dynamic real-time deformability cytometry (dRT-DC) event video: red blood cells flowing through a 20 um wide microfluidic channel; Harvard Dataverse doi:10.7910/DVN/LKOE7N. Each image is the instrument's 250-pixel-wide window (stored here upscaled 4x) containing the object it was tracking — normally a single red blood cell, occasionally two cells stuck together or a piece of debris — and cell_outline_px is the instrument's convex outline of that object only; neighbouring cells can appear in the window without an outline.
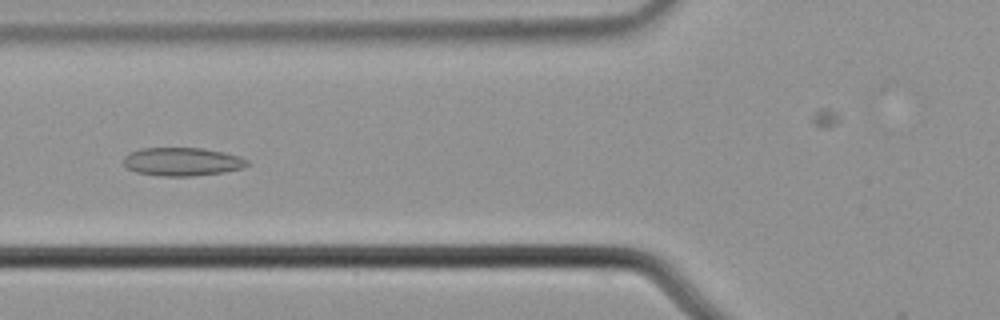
{"species": "common noctule bat (a hibernating species)", "species_latin": "Nyctalus noctula", "temperature_condition": "cold", "stored_images_in_passage": 9, "camera_frame_rate_fps": 3000, "um_per_image_px": 0.085, "animal": {"sex": "male", "body_mass_g": 21.5, "forearm_length_mm": 52.0}, "frame": {"image": 1, "passage_image": 6, "time_ms": 1.667, "image_size_px": [1000, 320], "cell_outline_px": [[248, 164], [244, 168], [224, 172], [192, 176], [160, 176], [136, 172], [128, 168], [124, 164], [124, 156], [140, 148], [200, 148], [224, 152], [240, 156], [248, 160]], "centroid_in_image_um": [15.51, 13.74], "position_along_channel_um": 110.3, "area_um2": 20.4}}
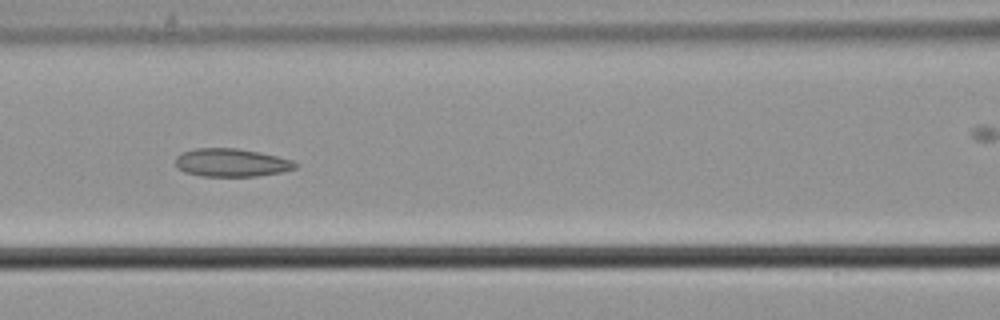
{"frame": {"image": 2, "passage_image": 7, "time_ms": 2.0, "image_size_px": [1000, 320], "cell_outline_px": [[300, 164], [296, 168], [284, 172], [256, 176], [200, 176], [184, 172], [176, 168], [176, 156], [180, 152], [196, 148], [236, 148], [260, 152], [292, 160]], "centroid_in_image_um": [19.66, 13.82], "position_along_channel_um": 146.9, "area_um2": 19.88}}
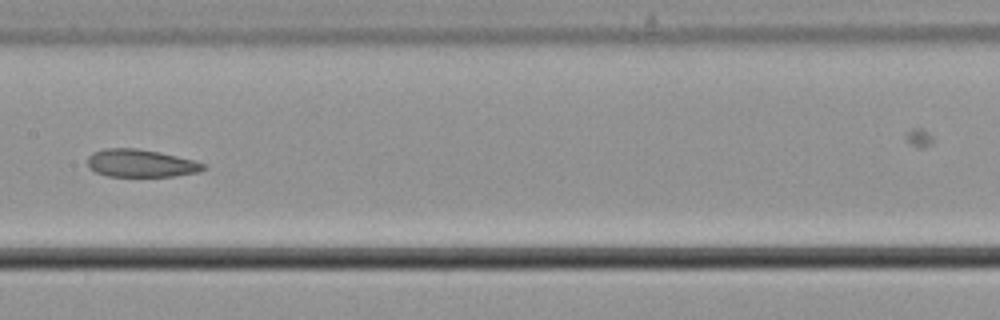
{"frame": {"image": 3, "passage_image": 8, "time_ms": 2.333, "image_size_px": [1000, 320], "cell_outline_px": [[208, 168], [200, 172], [172, 176], [108, 176], [96, 172], [88, 168], [88, 156], [92, 152], [108, 148], [136, 148], [160, 152], [192, 160], [204, 164]], "centroid_in_image_um": [11.96, 13.88], "position_along_channel_um": 195.4, "area_um2": 18.67}}